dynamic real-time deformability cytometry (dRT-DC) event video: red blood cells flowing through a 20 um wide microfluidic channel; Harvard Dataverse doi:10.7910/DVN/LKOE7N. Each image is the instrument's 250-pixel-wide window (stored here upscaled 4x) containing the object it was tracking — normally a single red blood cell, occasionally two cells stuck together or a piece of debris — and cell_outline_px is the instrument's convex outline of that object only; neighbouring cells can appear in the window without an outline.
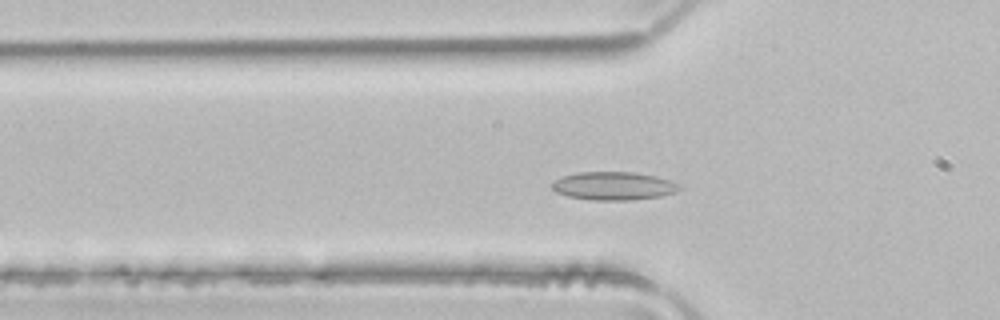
{"species": "common noctule bat (a hibernating species)", "species_latin": "Nyctalus noctula", "temperature_condition": "room temperature", "stored_images_in_passage": 47, "camera_frame_rate_fps": 3000, "um_per_image_px": 0.085, "animal": {"sex": "male", "body_mass_g": 21.5, "forearm_length_mm": 52.0}, "frame": {"image": 1, "passage_image": 12, "time_ms": 3.667, "image_size_px": [1000, 320], "cell_outline_px": [[680, 188], [676, 192], [660, 196], [632, 200], [592, 200], [568, 196], [556, 192], [552, 188], [552, 184], [556, 180], [564, 176], [576, 172], [632, 172], [656, 176], [680, 184]], "centroid_in_image_um": [52.16, 15.8], "position_along_channel_um": 73.6, "area_um2": 20.81}}
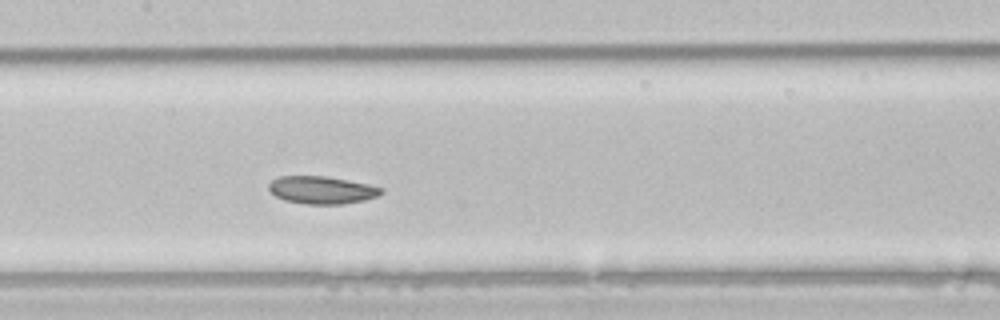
{"frame": {"image": 2, "passage_image": 20, "time_ms": 6.333, "image_size_px": [1000, 320], "cell_outline_px": [[384, 192], [380, 196], [364, 200], [344, 204], [308, 204], [284, 200], [276, 196], [268, 188], [268, 184], [272, 180], [280, 176], [324, 176], [348, 180], [368, 184], [384, 188]], "centroid_in_image_um": [27.39, 16.15], "position_along_channel_um": 180.0, "area_um2": 18.15}}
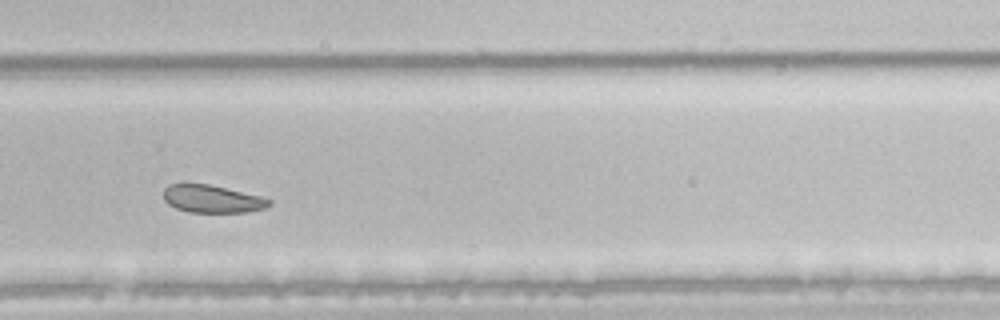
{"frame": {"image": 3, "passage_image": 30, "time_ms": 9.667, "image_size_px": [1000, 320], "cell_outline_px": [[272, 204], [264, 208], [248, 212], [188, 212], [176, 208], [168, 204], [164, 200], [164, 188], [168, 184], [208, 184], [260, 196], [272, 200]], "centroid_in_image_um": [18.03, 16.91], "position_along_channel_um": 311.8, "area_um2": 16.94}}